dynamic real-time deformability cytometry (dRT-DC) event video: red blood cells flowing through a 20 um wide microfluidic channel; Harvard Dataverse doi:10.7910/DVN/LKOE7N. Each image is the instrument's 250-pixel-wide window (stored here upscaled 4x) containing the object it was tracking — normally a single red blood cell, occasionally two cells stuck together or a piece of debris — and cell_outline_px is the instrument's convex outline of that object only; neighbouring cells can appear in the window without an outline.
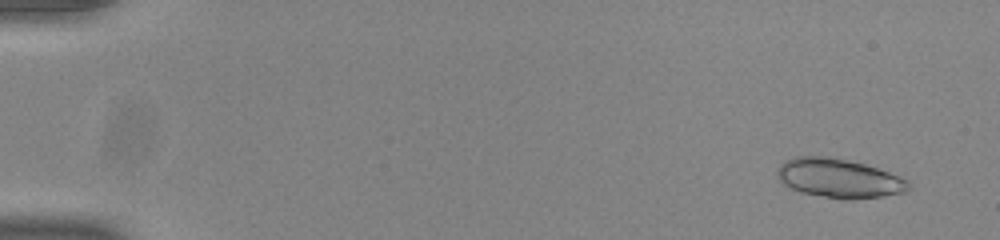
{"species": "common noctule bat (a hibernating species)", "species_latin": "Nyctalus noctula", "temperature_condition": "room temperature", "stored_images_in_passage": 19, "camera_frame_rate_fps": 3000, "um_per_image_px": 0.085, "animal": {"sex": "male", "body_mass_g": 20.0, "forearm_length_mm": 53.3}, "frame": {"image": 1, "passage_image": 1, "time_ms": 0.0, "image_size_px": [1000, 240], "cell_outline_px": [[912, 188], [904, 192], [884, 196], [852, 200], [840, 200], [800, 192], [784, 184], [776, 176], [776, 172], [780, 164], [784, 160], [796, 156], [828, 156], [864, 164], [900, 176], [908, 180]], "centroid_in_image_um": [71.3, 15.16], "position_along_channel_um": 13.7, "area_um2": 30.17}}
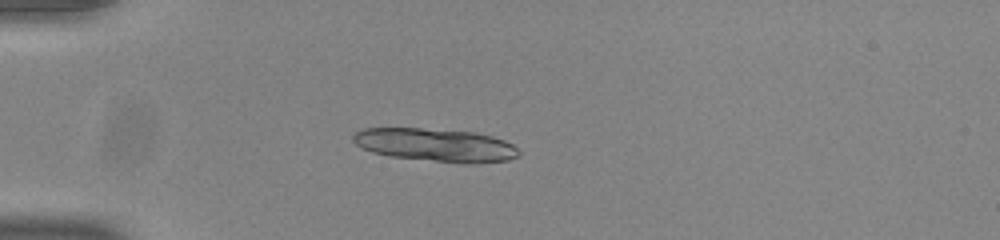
{"frame": {"image": 2, "passage_image": 13, "time_ms": 4.0, "image_size_px": [1000, 240], "cell_outline_px": [[520, 156], [508, 160], [472, 164], [464, 164], [392, 156], [372, 152], [360, 148], [352, 140], [352, 136], [356, 132], [364, 128], [420, 128], [476, 132], [492, 136], [504, 140], [512, 144], [520, 152]], "centroid_in_image_um": [37.04, 12.33], "position_along_channel_um": 48.0, "area_um2": 32.14}}